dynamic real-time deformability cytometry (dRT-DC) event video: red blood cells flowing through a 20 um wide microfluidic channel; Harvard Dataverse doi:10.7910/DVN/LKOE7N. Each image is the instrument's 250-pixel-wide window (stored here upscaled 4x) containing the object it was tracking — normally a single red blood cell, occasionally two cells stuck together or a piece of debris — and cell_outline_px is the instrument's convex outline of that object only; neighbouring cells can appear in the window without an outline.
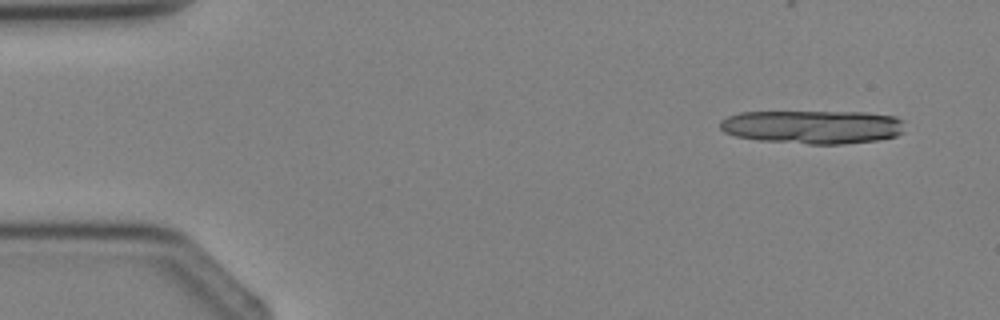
{"species": "Egyptian fruit bat (a non-hibernating species)", "species_latin": "Rousettus aegyptiacus", "temperature_condition": "cold", "stored_images_in_passage": 4, "camera_frame_rate_fps": 3000, "um_per_image_px": 0.085, "animal": {"sex": "female"}, "frame": {"image": 1, "passage_image": 1, "time_ms": 0.0, "image_size_px": [1000, 320], "cell_outline_px": [[904, 132], [896, 136], [876, 140], [840, 144], [808, 144], [756, 140], [736, 136], [724, 132], [720, 128], [720, 120], [728, 116], [740, 112], [868, 112], [896, 116], [904, 120]], "centroid_in_image_um": [69.1, 10.78], "position_along_channel_um": 15.9, "area_um2": 36.41}}
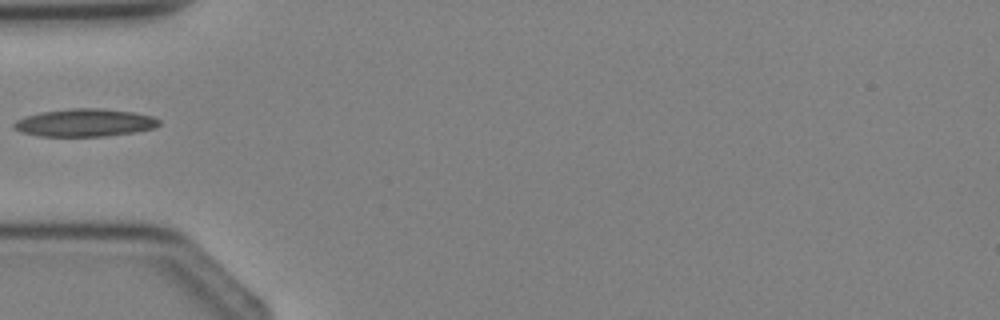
{"frame": {"image": 2, "passage_image": 4, "time_ms": 3.333, "image_size_px": [1000, 320], "cell_outline_px": [[160, 124], [156, 128], [136, 132], [104, 136], [40, 136], [20, 132], [12, 128], [12, 124], [16, 120], [24, 116], [40, 112], [68, 108], [100, 108], [132, 112], [152, 116], [160, 120]], "centroid_in_image_um": [7.18, 10.43], "position_along_channel_um": 77.8, "area_um2": 23.7}}